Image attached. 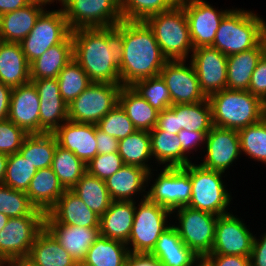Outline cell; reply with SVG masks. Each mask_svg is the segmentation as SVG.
<instances>
[{"label": "cell", "instance_id": "55", "mask_svg": "<svg viewBox=\"0 0 266 266\" xmlns=\"http://www.w3.org/2000/svg\"><path fill=\"white\" fill-rule=\"evenodd\" d=\"M257 239L254 236L250 255V266H266V233Z\"/></svg>", "mask_w": 266, "mask_h": 266}, {"label": "cell", "instance_id": "54", "mask_svg": "<svg viewBox=\"0 0 266 266\" xmlns=\"http://www.w3.org/2000/svg\"><path fill=\"white\" fill-rule=\"evenodd\" d=\"M97 154L118 153L119 140L101 131L96 125Z\"/></svg>", "mask_w": 266, "mask_h": 266}, {"label": "cell", "instance_id": "42", "mask_svg": "<svg viewBox=\"0 0 266 266\" xmlns=\"http://www.w3.org/2000/svg\"><path fill=\"white\" fill-rule=\"evenodd\" d=\"M241 154L266 165V118L238 131Z\"/></svg>", "mask_w": 266, "mask_h": 266}, {"label": "cell", "instance_id": "5", "mask_svg": "<svg viewBox=\"0 0 266 266\" xmlns=\"http://www.w3.org/2000/svg\"><path fill=\"white\" fill-rule=\"evenodd\" d=\"M163 55L168 60H188L194 50L184 7L179 2L169 10L148 17ZM190 56V57H189Z\"/></svg>", "mask_w": 266, "mask_h": 266}, {"label": "cell", "instance_id": "36", "mask_svg": "<svg viewBox=\"0 0 266 266\" xmlns=\"http://www.w3.org/2000/svg\"><path fill=\"white\" fill-rule=\"evenodd\" d=\"M118 153L125 165L138 166L148 172L157 171L153 169V165H150L152 162H148L153 159L148 131L136 130L126 138L119 140Z\"/></svg>", "mask_w": 266, "mask_h": 266}, {"label": "cell", "instance_id": "11", "mask_svg": "<svg viewBox=\"0 0 266 266\" xmlns=\"http://www.w3.org/2000/svg\"><path fill=\"white\" fill-rule=\"evenodd\" d=\"M121 87V84L92 82L68 105V120L77 123L97 124L118 105Z\"/></svg>", "mask_w": 266, "mask_h": 266}, {"label": "cell", "instance_id": "15", "mask_svg": "<svg viewBox=\"0 0 266 266\" xmlns=\"http://www.w3.org/2000/svg\"><path fill=\"white\" fill-rule=\"evenodd\" d=\"M168 60L160 71V76L165 81L169 90L172 105L192 104L207 97L200 88L195 68L191 61Z\"/></svg>", "mask_w": 266, "mask_h": 266}, {"label": "cell", "instance_id": "56", "mask_svg": "<svg viewBox=\"0 0 266 266\" xmlns=\"http://www.w3.org/2000/svg\"><path fill=\"white\" fill-rule=\"evenodd\" d=\"M125 266H162L159 260L150 253L129 252Z\"/></svg>", "mask_w": 266, "mask_h": 266}, {"label": "cell", "instance_id": "39", "mask_svg": "<svg viewBox=\"0 0 266 266\" xmlns=\"http://www.w3.org/2000/svg\"><path fill=\"white\" fill-rule=\"evenodd\" d=\"M170 109L178 117L179 132L182 129L187 131L209 132L214 126L208 98L192 104H174Z\"/></svg>", "mask_w": 266, "mask_h": 266}, {"label": "cell", "instance_id": "7", "mask_svg": "<svg viewBox=\"0 0 266 266\" xmlns=\"http://www.w3.org/2000/svg\"><path fill=\"white\" fill-rule=\"evenodd\" d=\"M136 205L126 245L132 253H151L161 233L171 225L168 218L172 217V211L151 202L148 198L140 200Z\"/></svg>", "mask_w": 266, "mask_h": 266}, {"label": "cell", "instance_id": "3", "mask_svg": "<svg viewBox=\"0 0 266 266\" xmlns=\"http://www.w3.org/2000/svg\"><path fill=\"white\" fill-rule=\"evenodd\" d=\"M213 125L239 131L264 118L265 105L248 90L223 89L208 97Z\"/></svg>", "mask_w": 266, "mask_h": 266}, {"label": "cell", "instance_id": "12", "mask_svg": "<svg viewBox=\"0 0 266 266\" xmlns=\"http://www.w3.org/2000/svg\"><path fill=\"white\" fill-rule=\"evenodd\" d=\"M176 213L175 223L180 238L199 258L211 253L218 216L190 208L179 207L172 211Z\"/></svg>", "mask_w": 266, "mask_h": 266}, {"label": "cell", "instance_id": "60", "mask_svg": "<svg viewBox=\"0 0 266 266\" xmlns=\"http://www.w3.org/2000/svg\"><path fill=\"white\" fill-rule=\"evenodd\" d=\"M3 266H36L27 258L14 259L3 263Z\"/></svg>", "mask_w": 266, "mask_h": 266}, {"label": "cell", "instance_id": "8", "mask_svg": "<svg viewBox=\"0 0 266 266\" xmlns=\"http://www.w3.org/2000/svg\"><path fill=\"white\" fill-rule=\"evenodd\" d=\"M160 173L148 174V183L151 185L147 191V198L170 211L179 207L188 206L191 200L192 184L190 180V164L185 167H161ZM152 178V179H151ZM155 181V182H154Z\"/></svg>", "mask_w": 266, "mask_h": 266}, {"label": "cell", "instance_id": "21", "mask_svg": "<svg viewBox=\"0 0 266 266\" xmlns=\"http://www.w3.org/2000/svg\"><path fill=\"white\" fill-rule=\"evenodd\" d=\"M44 227L79 265L100 236L99 228L58 224L48 213L44 216Z\"/></svg>", "mask_w": 266, "mask_h": 266}, {"label": "cell", "instance_id": "20", "mask_svg": "<svg viewBox=\"0 0 266 266\" xmlns=\"http://www.w3.org/2000/svg\"><path fill=\"white\" fill-rule=\"evenodd\" d=\"M8 119L27 134H40V99L32 82L12 88Z\"/></svg>", "mask_w": 266, "mask_h": 266}, {"label": "cell", "instance_id": "44", "mask_svg": "<svg viewBox=\"0 0 266 266\" xmlns=\"http://www.w3.org/2000/svg\"><path fill=\"white\" fill-rule=\"evenodd\" d=\"M37 169L17 152L9 155L4 177V185L17 191H27Z\"/></svg>", "mask_w": 266, "mask_h": 266}, {"label": "cell", "instance_id": "2", "mask_svg": "<svg viewBox=\"0 0 266 266\" xmlns=\"http://www.w3.org/2000/svg\"><path fill=\"white\" fill-rule=\"evenodd\" d=\"M167 61L145 21L123 20V54L119 64L122 86L158 76Z\"/></svg>", "mask_w": 266, "mask_h": 266}, {"label": "cell", "instance_id": "45", "mask_svg": "<svg viewBox=\"0 0 266 266\" xmlns=\"http://www.w3.org/2000/svg\"><path fill=\"white\" fill-rule=\"evenodd\" d=\"M132 87L159 112L172 106L169 90L160 75L138 80Z\"/></svg>", "mask_w": 266, "mask_h": 266}, {"label": "cell", "instance_id": "34", "mask_svg": "<svg viewBox=\"0 0 266 266\" xmlns=\"http://www.w3.org/2000/svg\"><path fill=\"white\" fill-rule=\"evenodd\" d=\"M262 55L260 42L250 50L227 56V89L248 90L252 73Z\"/></svg>", "mask_w": 266, "mask_h": 266}, {"label": "cell", "instance_id": "53", "mask_svg": "<svg viewBox=\"0 0 266 266\" xmlns=\"http://www.w3.org/2000/svg\"><path fill=\"white\" fill-rule=\"evenodd\" d=\"M212 266H250V257L238 255H206Z\"/></svg>", "mask_w": 266, "mask_h": 266}, {"label": "cell", "instance_id": "26", "mask_svg": "<svg viewBox=\"0 0 266 266\" xmlns=\"http://www.w3.org/2000/svg\"><path fill=\"white\" fill-rule=\"evenodd\" d=\"M136 201H112L100 217V235L124 243L128 242L135 215Z\"/></svg>", "mask_w": 266, "mask_h": 266}, {"label": "cell", "instance_id": "4", "mask_svg": "<svg viewBox=\"0 0 266 266\" xmlns=\"http://www.w3.org/2000/svg\"><path fill=\"white\" fill-rule=\"evenodd\" d=\"M250 10L233 8L222 19L211 47L226 56L250 50L261 42L266 21Z\"/></svg>", "mask_w": 266, "mask_h": 266}, {"label": "cell", "instance_id": "32", "mask_svg": "<svg viewBox=\"0 0 266 266\" xmlns=\"http://www.w3.org/2000/svg\"><path fill=\"white\" fill-rule=\"evenodd\" d=\"M118 104L137 130L150 132L156 127L159 111L153 108L132 86H122Z\"/></svg>", "mask_w": 266, "mask_h": 266}, {"label": "cell", "instance_id": "51", "mask_svg": "<svg viewBox=\"0 0 266 266\" xmlns=\"http://www.w3.org/2000/svg\"><path fill=\"white\" fill-rule=\"evenodd\" d=\"M208 132L187 131L182 129L177 135L181 142L182 150L188 155L193 150L198 151V147L205 145V139ZM203 144V145H202ZM192 152V153H191Z\"/></svg>", "mask_w": 266, "mask_h": 266}, {"label": "cell", "instance_id": "40", "mask_svg": "<svg viewBox=\"0 0 266 266\" xmlns=\"http://www.w3.org/2000/svg\"><path fill=\"white\" fill-rule=\"evenodd\" d=\"M51 168L66 190H71L87 172V165L81 159L59 145L55 149Z\"/></svg>", "mask_w": 266, "mask_h": 266}, {"label": "cell", "instance_id": "47", "mask_svg": "<svg viewBox=\"0 0 266 266\" xmlns=\"http://www.w3.org/2000/svg\"><path fill=\"white\" fill-rule=\"evenodd\" d=\"M96 125L101 131L118 140L126 138L137 130L119 104L110 110Z\"/></svg>", "mask_w": 266, "mask_h": 266}, {"label": "cell", "instance_id": "18", "mask_svg": "<svg viewBox=\"0 0 266 266\" xmlns=\"http://www.w3.org/2000/svg\"><path fill=\"white\" fill-rule=\"evenodd\" d=\"M205 155L200 165L225 173L239 159L241 154L237 130L213 126L205 139Z\"/></svg>", "mask_w": 266, "mask_h": 266}, {"label": "cell", "instance_id": "25", "mask_svg": "<svg viewBox=\"0 0 266 266\" xmlns=\"http://www.w3.org/2000/svg\"><path fill=\"white\" fill-rule=\"evenodd\" d=\"M150 254L155 256L162 266H194L199 259L182 241L173 224L161 233Z\"/></svg>", "mask_w": 266, "mask_h": 266}, {"label": "cell", "instance_id": "17", "mask_svg": "<svg viewBox=\"0 0 266 266\" xmlns=\"http://www.w3.org/2000/svg\"><path fill=\"white\" fill-rule=\"evenodd\" d=\"M193 64L200 88L208 98L227 89V56L211 46L193 50L190 60Z\"/></svg>", "mask_w": 266, "mask_h": 266}, {"label": "cell", "instance_id": "16", "mask_svg": "<svg viewBox=\"0 0 266 266\" xmlns=\"http://www.w3.org/2000/svg\"><path fill=\"white\" fill-rule=\"evenodd\" d=\"M188 21L193 48L211 46L223 17L231 10H218L205 0H180Z\"/></svg>", "mask_w": 266, "mask_h": 266}, {"label": "cell", "instance_id": "28", "mask_svg": "<svg viewBox=\"0 0 266 266\" xmlns=\"http://www.w3.org/2000/svg\"><path fill=\"white\" fill-rule=\"evenodd\" d=\"M0 82L11 88L31 82L30 64L20 43L0 44Z\"/></svg>", "mask_w": 266, "mask_h": 266}, {"label": "cell", "instance_id": "33", "mask_svg": "<svg viewBox=\"0 0 266 266\" xmlns=\"http://www.w3.org/2000/svg\"><path fill=\"white\" fill-rule=\"evenodd\" d=\"M151 143V154L156 164L162 167H185L192 159L183 150L178 135L170 134L162 130H151L149 132Z\"/></svg>", "mask_w": 266, "mask_h": 266}, {"label": "cell", "instance_id": "63", "mask_svg": "<svg viewBox=\"0 0 266 266\" xmlns=\"http://www.w3.org/2000/svg\"><path fill=\"white\" fill-rule=\"evenodd\" d=\"M9 217L4 215L1 211H0V231L5 227V225L8 222Z\"/></svg>", "mask_w": 266, "mask_h": 266}, {"label": "cell", "instance_id": "43", "mask_svg": "<svg viewBox=\"0 0 266 266\" xmlns=\"http://www.w3.org/2000/svg\"><path fill=\"white\" fill-rule=\"evenodd\" d=\"M180 0H120L123 20L145 21L148 17L169 10Z\"/></svg>", "mask_w": 266, "mask_h": 266}, {"label": "cell", "instance_id": "10", "mask_svg": "<svg viewBox=\"0 0 266 266\" xmlns=\"http://www.w3.org/2000/svg\"><path fill=\"white\" fill-rule=\"evenodd\" d=\"M45 213L35 209L31 214L9 218L0 231V262L27 258L38 233L44 228Z\"/></svg>", "mask_w": 266, "mask_h": 266}, {"label": "cell", "instance_id": "30", "mask_svg": "<svg viewBox=\"0 0 266 266\" xmlns=\"http://www.w3.org/2000/svg\"><path fill=\"white\" fill-rule=\"evenodd\" d=\"M73 56V38L70 33L61 43L48 48L30 64V79L57 78Z\"/></svg>", "mask_w": 266, "mask_h": 266}, {"label": "cell", "instance_id": "9", "mask_svg": "<svg viewBox=\"0 0 266 266\" xmlns=\"http://www.w3.org/2000/svg\"><path fill=\"white\" fill-rule=\"evenodd\" d=\"M71 31L79 28H107L123 20L120 0H61Z\"/></svg>", "mask_w": 266, "mask_h": 266}, {"label": "cell", "instance_id": "58", "mask_svg": "<svg viewBox=\"0 0 266 266\" xmlns=\"http://www.w3.org/2000/svg\"><path fill=\"white\" fill-rule=\"evenodd\" d=\"M30 3V0H0V15L23 8Z\"/></svg>", "mask_w": 266, "mask_h": 266}, {"label": "cell", "instance_id": "41", "mask_svg": "<svg viewBox=\"0 0 266 266\" xmlns=\"http://www.w3.org/2000/svg\"><path fill=\"white\" fill-rule=\"evenodd\" d=\"M61 97L67 105L76 99L91 83L87 73L72 59L57 76Z\"/></svg>", "mask_w": 266, "mask_h": 266}, {"label": "cell", "instance_id": "65", "mask_svg": "<svg viewBox=\"0 0 266 266\" xmlns=\"http://www.w3.org/2000/svg\"><path fill=\"white\" fill-rule=\"evenodd\" d=\"M264 105H265V114H264V117L266 118V101L264 102Z\"/></svg>", "mask_w": 266, "mask_h": 266}, {"label": "cell", "instance_id": "62", "mask_svg": "<svg viewBox=\"0 0 266 266\" xmlns=\"http://www.w3.org/2000/svg\"><path fill=\"white\" fill-rule=\"evenodd\" d=\"M31 2H35V3H40L44 6L51 5L52 3L54 4V2L56 1V3H61V0H30ZM58 1V2H57Z\"/></svg>", "mask_w": 266, "mask_h": 266}, {"label": "cell", "instance_id": "27", "mask_svg": "<svg viewBox=\"0 0 266 266\" xmlns=\"http://www.w3.org/2000/svg\"><path fill=\"white\" fill-rule=\"evenodd\" d=\"M40 3L31 2L27 6L0 15V35L2 42L20 43L33 29L40 14L46 9Z\"/></svg>", "mask_w": 266, "mask_h": 266}, {"label": "cell", "instance_id": "46", "mask_svg": "<svg viewBox=\"0 0 266 266\" xmlns=\"http://www.w3.org/2000/svg\"><path fill=\"white\" fill-rule=\"evenodd\" d=\"M36 207L25 192L17 191L6 185H0V211L9 218L27 216Z\"/></svg>", "mask_w": 266, "mask_h": 266}, {"label": "cell", "instance_id": "64", "mask_svg": "<svg viewBox=\"0 0 266 266\" xmlns=\"http://www.w3.org/2000/svg\"><path fill=\"white\" fill-rule=\"evenodd\" d=\"M194 266H212L205 258H199Z\"/></svg>", "mask_w": 266, "mask_h": 266}, {"label": "cell", "instance_id": "38", "mask_svg": "<svg viewBox=\"0 0 266 266\" xmlns=\"http://www.w3.org/2000/svg\"><path fill=\"white\" fill-rule=\"evenodd\" d=\"M57 145L53 133L28 134L18 152L39 170L51 167Z\"/></svg>", "mask_w": 266, "mask_h": 266}, {"label": "cell", "instance_id": "49", "mask_svg": "<svg viewBox=\"0 0 266 266\" xmlns=\"http://www.w3.org/2000/svg\"><path fill=\"white\" fill-rule=\"evenodd\" d=\"M28 134L11 120L0 121V153L11 155L17 153Z\"/></svg>", "mask_w": 266, "mask_h": 266}, {"label": "cell", "instance_id": "1", "mask_svg": "<svg viewBox=\"0 0 266 266\" xmlns=\"http://www.w3.org/2000/svg\"><path fill=\"white\" fill-rule=\"evenodd\" d=\"M73 59L92 82L121 84L119 64L123 54V20L107 28L71 31Z\"/></svg>", "mask_w": 266, "mask_h": 266}, {"label": "cell", "instance_id": "14", "mask_svg": "<svg viewBox=\"0 0 266 266\" xmlns=\"http://www.w3.org/2000/svg\"><path fill=\"white\" fill-rule=\"evenodd\" d=\"M249 226L232 212L218 216L211 253L207 255H238L250 257L254 240Z\"/></svg>", "mask_w": 266, "mask_h": 266}, {"label": "cell", "instance_id": "29", "mask_svg": "<svg viewBox=\"0 0 266 266\" xmlns=\"http://www.w3.org/2000/svg\"><path fill=\"white\" fill-rule=\"evenodd\" d=\"M65 190L52 168L46 167L37 170L26 194L37 209L47 213Z\"/></svg>", "mask_w": 266, "mask_h": 266}, {"label": "cell", "instance_id": "22", "mask_svg": "<svg viewBox=\"0 0 266 266\" xmlns=\"http://www.w3.org/2000/svg\"><path fill=\"white\" fill-rule=\"evenodd\" d=\"M53 134L60 147L73 152L86 165L97 155L96 124L67 120Z\"/></svg>", "mask_w": 266, "mask_h": 266}, {"label": "cell", "instance_id": "31", "mask_svg": "<svg viewBox=\"0 0 266 266\" xmlns=\"http://www.w3.org/2000/svg\"><path fill=\"white\" fill-rule=\"evenodd\" d=\"M36 266H80L44 227L27 257Z\"/></svg>", "mask_w": 266, "mask_h": 266}, {"label": "cell", "instance_id": "61", "mask_svg": "<svg viewBox=\"0 0 266 266\" xmlns=\"http://www.w3.org/2000/svg\"><path fill=\"white\" fill-rule=\"evenodd\" d=\"M261 44L263 47V55L266 56V23L264 24L261 32Z\"/></svg>", "mask_w": 266, "mask_h": 266}, {"label": "cell", "instance_id": "59", "mask_svg": "<svg viewBox=\"0 0 266 266\" xmlns=\"http://www.w3.org/2000/svg\"><path fill=\"white\" fill-rule=\"evenodd\" d=\"M8 157L9 155L0 153V185L4 184V177H5Z\"/></svg>", "mask_w": 266, "mask_h": 266}, {"label": "cell", "instance_id": "37", "mask_svg": "<svg viewBox=\"0 0 266 266\" xmlns=\"http://www.w3.org/2000/svg\"><path fill=\"white\" fill-rule=\"evenodd\" d=\"M71 191L95 214L101 217L112 202L106 183L86 172Z\"/></svg>", "mask_w": 266, "mask_h": 266}, {"label": "cell", "instance_id": "35", "mask_svg": "<svg viewBox=\"0 0 266 266\" xmlns=\"http://www.w3.org/2000/svg\"><path fill=\"white\" fill-rule=\"evenodd\" d=\"M128 254L126 243L100 235L80 266H125Z\"/></svg>", "mask_w": 266, "mask_h": 266}, {"label": "cell", "instance_id": "13", "mask_svg": "<svg viewBox=\"0 0 266 266\" xmlns=\"http://www.w3.org/2000/svg\"><path fill=\"white\" fill-rule=\"evenodd\" d=\"M70 33L62 8L45 9L30 33L20 42L28 63L31 64L51 46L61 43Z\"/></svg>", "mask_w": 266, "mask_h": 266}, {"label": "cell", "instance_id": "52", "mask_svg": "<svg viewBox=\"0 0 266 266\" xmlns=\"http://www.w3.org/2000/svg\"><path fill=\"white\" fill-rule=\"evenodd\" d=\"M152 130H162L177 135L179 133L178 117L170 108L164 109L159 112L156 127Z\"/></svg>", "mask_w": 266, "mask_h": 266}, {"label": "cell", "instance_id": "50", "mask_svg": "<svg viewBox=\"0 0 266 266\" xmlns=\"http://www.w3.org/2000/svg\"><path fill=\"white\" fill-rule=\"evenodd\" d=\"M248 91L258 97L263 103L266 101V56L262 55L252 73Z\"/></svg>", "mask_w": 266, "mask_h": 266}, {"label": "cell", "instance_id": "19", "mask_svg": "<svg viewBox=\"0 0 266 266\" xmlns=\"http://www.w3.org/2000/svg\"><path fill=\"white\" fill-rule=\"evenodd\" d=\"M40 99V134L53 133L68 120V105L61 97L57 78L31 80Z\"/></svg>", "mask_w": 266, "mask_h": 266}, {"label": "cell", "instance_id": "48", "mask_svg": "<svg viewBox=\"0 0 266 266\" xmlns=\"http://www.w3.org/2000/svg\"><path fill=\"white\" fill-rule=\"evenodd\" d=\"M124 165L123 159L119 153L97 154L87 164V172L92 176L106 181Z\"/></svg>", "mask_w": 266, "mask_h": 266}, {"label": "cell", "instance_id": "24", "mask_svg": "<svg viewBox=\"0 0 266 266\" xmlns=\"http://www.w3.org/2000/svg\"><path fill=\"white\" fill-rule=\"evenodd\" d=\"M47 213L58 224L99 228L100 217L71 190H65Z\"/></svg>", "mask_w": 266, "mask_h": 266}, {"label": "cell", "instance_id": "23", "mask_svg": "<svg viewBox=\"0 0 266 266\" xmlns=\"http://www.w3.org/2000/svg\"><path fill=\"white\" fill-rule=\"evenodd\" d=\"M148 174L147 170L138 166H122L105 181L111 200L136 201L137 194V202L140 196V200L147 198Z\"/></svg>", "mask_w": 266, "mask_h": 266}, {"label": "cell", "instance_id": "6", "mask_svg": "<svg viewBox=\"0 0 266 266\" xmlns=\"http://www.w3.org/2000/svg\"><path fill=\"white\" fill-rule=\"evenodd\" d=\"M223 172L207 169L200 164L190 163L192 184L191 200L188 207L205 211L216 216L229 214L232 192L228 191ZM230 192V193H229Z\"/></svg>", "mask_w": 266, "mask_h": 266}, {"label": "cell", "instance_id": "57", "mask_svg": "<svg viewBox=\"0 0 266 266\" xmlns=\"http://www.w3.org/2000/svg\"><path fill=\"white\" fill-rule=\"evenodd\" d=\"M12 88L0 82V121L8 119Z\"/></svg>", "mask_w": 266, "mask_h": 266}]
</instances>
